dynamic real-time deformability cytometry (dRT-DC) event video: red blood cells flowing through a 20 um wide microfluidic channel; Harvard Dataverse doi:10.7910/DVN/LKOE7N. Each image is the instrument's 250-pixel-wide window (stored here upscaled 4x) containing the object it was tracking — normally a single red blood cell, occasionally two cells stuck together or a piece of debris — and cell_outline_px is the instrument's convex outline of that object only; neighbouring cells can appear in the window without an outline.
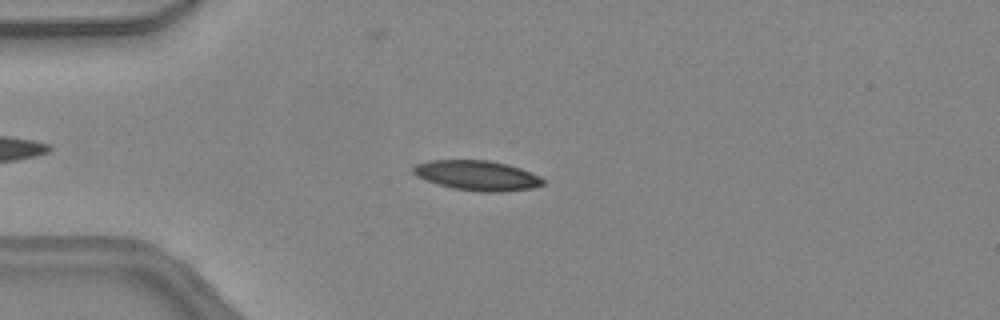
{"species": "common noctule bat (a hibernating species)", "species_latin": "Nyctalus noctula", "temperature_condition": "warm", "stored_images_in_passage": 40, "camera_frame_rate_fps": 3000, "um_per_image_px": 0.085, "animal": {"sex": "female", "body_mass_g": 24.6, "forearm_length_mm": 56.2}, "frame": {"image": 1, "passage_image": 10, "time_ms": 3.0, "image_size_px": [1000, 320], "cell_outline_px": [[544, 184], [532, 188], [500, 192], [480, 192], [452, 188], [424, 180], [416, 176], [412, 172], [412, 168], [416, 164], [428, 160], [488, 160], [508, 164], [520, 168], [544, 180]], "centroid_in_image_um": [40.5, 14.91], "position_along_channel_um": 44.5, "area_um2": 22.6}}
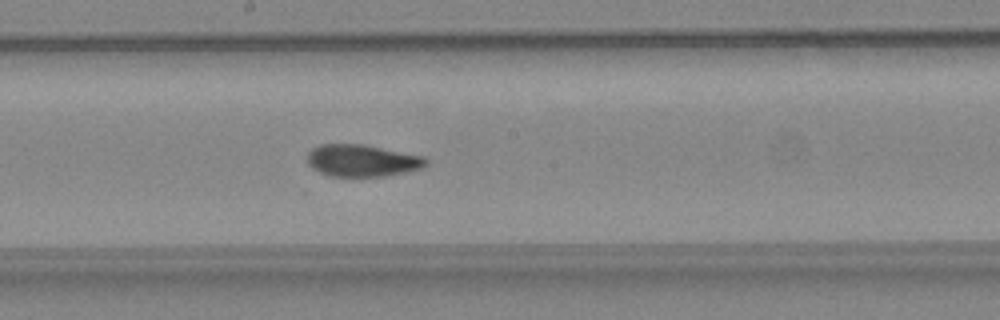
{"frame": {"image": 2, "passage_image": 23, "time_ms": 7.333, "image_size_px": [1000, 320], "cell_outline_px": [[428, 164], [420, 168], [404, 172], [384, 176], [332, 176], [320, 172], [312, 168], [308, 164], [308, 152], [312, 148], [320, 144], [364, 144], [424, 156], [428, 160]], "centroid_in_image_um": [30.78, 13.64], "position_along_channel_um": 217.4, "area_um2": 22.08}}
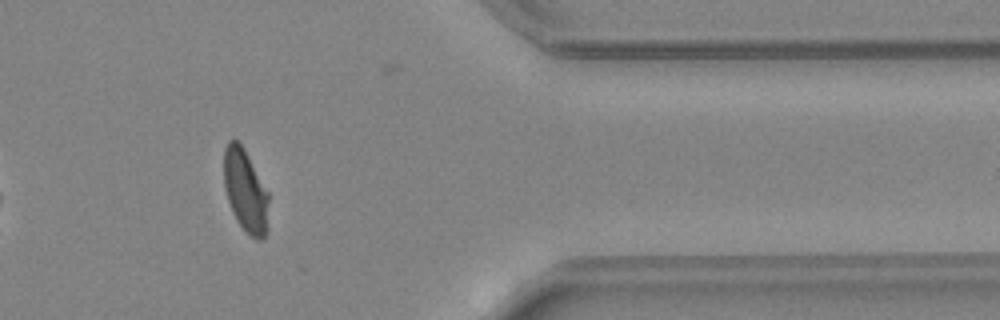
{"frame": {"image": 3, "passage_image": 36, "time_ms": 11.667, "image_size_px": [1000, 320], "cell_outline_px": [[268, 228], [264, 236], [260, 240], [256, 240], [236, 220], [232, 212], [228, 200], [224, 184], [224, 148], [228, 140], [236, 140], [244, 148], [268, 192]], "centroid_in_image_um": [20.86, 16.21], "position_along_channel_um": 390.5, "area_um2": 21.44}, "authors_computed_cell_mechanics": {"area_um2": 22.4842, "velocity_mm_per_s": 4.4981, "shape_relaxation_time_tau1_ms": 6.1791, "shape_relaxation_time_tau2_ms": 1.217, "deformation_change_tau1": 0.2058, "deformation_change_tau2": 0.065}}